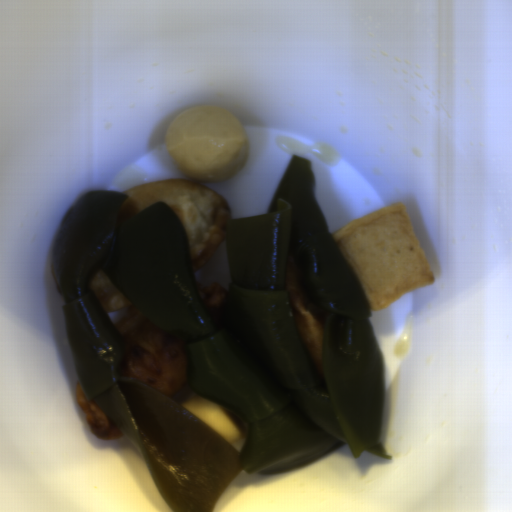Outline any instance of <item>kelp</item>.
Instances as JSON below:
<instances>
[{
	"label": "kelp",
	"instance_id": "kelp-1",
	"mask_svg": "<svg viewBox=\"0 0 512 512\" xmlns=\"http://www.w3.org/2000/svg\"><path fill=\"white\" fill-rule=\"evenodd\" d=\"M312 162L292 156L266 214L227 218L230 283L215 312L192 267L187 231L157 202L117 225L128 195L83 193L59 220L50 257L64 333L93 405L139 452L173 512H210L246 474L285 472L349 446L387 460L386 379L362 286L315 198ZM293 255L306 306L325 332L319 376L287 292ZM101 269L161 331L185 341L188 382L174 395L120 375L125 345L88 288ZM198 393L249 425L240 454L179 402Z\"/></svg>",
	"mask_w": 512,
	"mask_h": 512
}]
</instances>
